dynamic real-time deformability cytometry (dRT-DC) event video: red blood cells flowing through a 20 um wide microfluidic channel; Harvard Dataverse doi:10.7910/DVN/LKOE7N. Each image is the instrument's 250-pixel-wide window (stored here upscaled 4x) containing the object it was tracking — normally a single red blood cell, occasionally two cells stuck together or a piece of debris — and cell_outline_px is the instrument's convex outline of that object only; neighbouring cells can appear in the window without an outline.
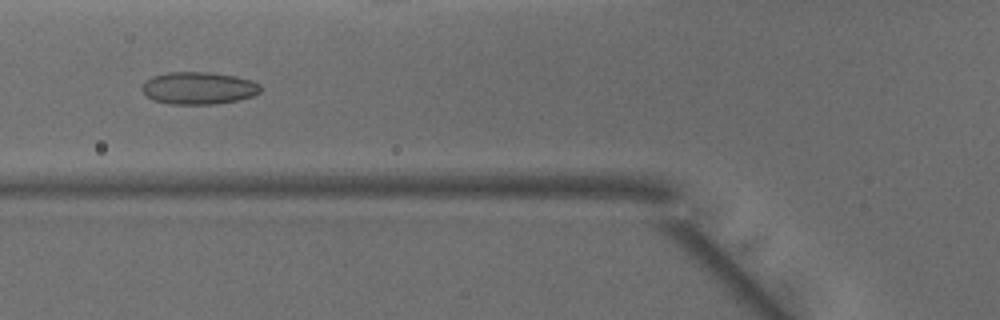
{"species": "common noctule bat (a hibernating species)", "species_latin": "Nyctalus noctula", "temperature_condition": "warm", "stored_images_in_passage": 47, "camera_frame_rate_fps": 3000, "um_per_image_px": 0.085, "animal": {"sex": "male", "body_mass_g": 15.6}, "frame": {"image": 1, "passage_image": 17, "time_ms": 5.333, "image_size_px": [1000, 320], "cell_outline_px": [[260, 92], [252, 96], [236, 100], [212, 104], [172, 104], [156, 100], [148, 96], [140, 88], [152, 76], [168, 72], [212, 72], [236, 76], [252, 80], [260, 84]], "centroid_in_image_um": [16.91, 7.47], "position_along_channel_um": 108.9, "area_um2": 22.14}}
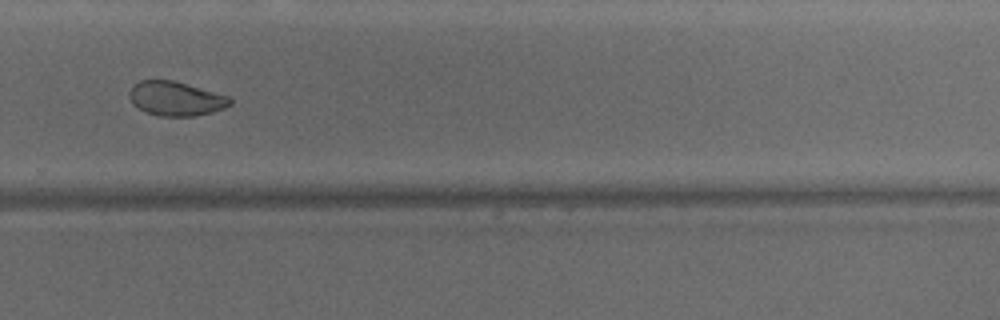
{"frame": {"image": 2, "passage_image": 32, "time_ms": 10.333, "image_size_px": [1000, 320], "cell_outline_px": [[232, 104], [224, 108], [192, 116], [160, 116], [144, 112], [132, 104], [128, 96], [128, 92], [140, 80], [172, 80], [228, 96], [232, 100]], "centroid_in_image_um": [14.9, 8.39], "position_along_channel_um": 314.9, "area_um2": 19.88}}
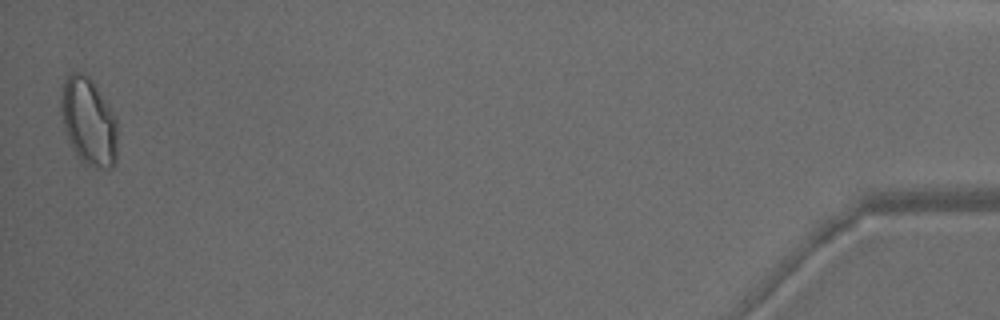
{"frame": {"image": 3, "passage_image": 47, "time_ms": 15.333, "image_size_px": [1000, 320], "cell_outline_px": [[116, 164], [112, 168], [100, 168], [88, 164], [80, 160], [64, 128], [60, 112], [60, 100], [64, 80], [72, 72], [84, 72], [92, 80], [112, 112], [116, 120]], "centroid_in_image_um": [7.52, 10.31], "position_along_channel_um": 427.7, "area_um2": 28.38}, "authors_computed_cell_mechanics": {"area_um2": 22.1374, "velocity_mm_per_s": 4.1181, "shape_relaxation_time_tau1_ms": 6.0022, "shape_relaxation_time_tau2_ms": 1.363, "deformation_change_tau1": 0.1326, "deformation_change_tau2": 0.0514}}